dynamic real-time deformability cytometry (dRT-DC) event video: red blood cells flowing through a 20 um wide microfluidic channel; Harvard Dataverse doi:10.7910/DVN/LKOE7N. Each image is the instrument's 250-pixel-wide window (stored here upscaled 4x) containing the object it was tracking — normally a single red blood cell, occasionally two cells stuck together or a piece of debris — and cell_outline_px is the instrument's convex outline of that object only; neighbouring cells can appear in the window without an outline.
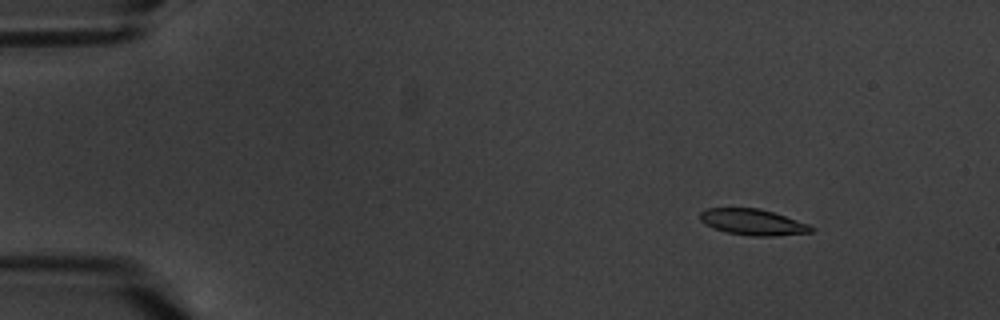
{"species": "common noctule bat (a hibernating species)", "species_latin": "Nyctalus noctula", "temperature_condition": "warm", "stored_images_in_passage": 7, "camera_frame_rate_fps": 3000, "um_per_image_px": 0.085, "animal": {"sex": "male", "body_mass_g": 20.1, "forearm_length_mm": 53.5}, "frame": {"image": 1, "passage_image": 3, "time_ms": 2.333, "image_size_px": [1000, 320], "cell_outline_px": [[816, 228], [812, 232], [776, 236], [752, 236], [728, 232], [704, 224], [700, 220], [700, 212], [708, 208], [760, 208], [808, 224]], "centroid_in_image_um": [64.0, 18.88], "position_along_channel_um": 21.0, "area_um2": 16.7}}